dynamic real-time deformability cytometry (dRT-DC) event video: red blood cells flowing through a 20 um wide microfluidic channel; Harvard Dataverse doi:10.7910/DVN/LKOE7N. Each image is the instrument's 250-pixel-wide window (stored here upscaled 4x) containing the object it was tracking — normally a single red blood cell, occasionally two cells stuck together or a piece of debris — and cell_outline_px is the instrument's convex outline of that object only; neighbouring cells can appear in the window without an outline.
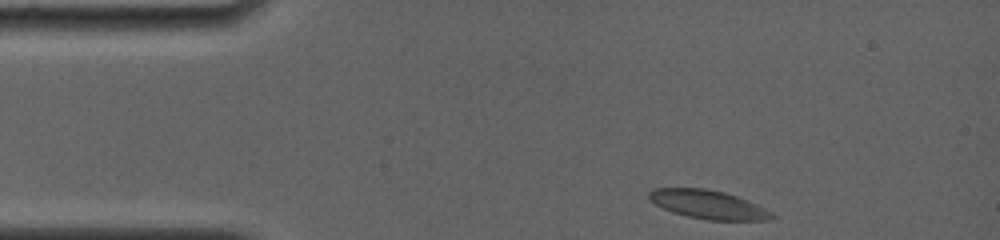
{"species": "common noctule bat (a hibernating species)", "species_latin": "Nyctalus noctula", "temperature_condition": "room temperature", "stored_images_in_passage": 51, "camera_frame_rate_fps": 4000, "um_per_image_px": 0.085, "animal": {"sex": "female", "body_mass_g": 19.0, "forearm_length_mm": 56.7}, "frame": {"image": 1, "passage_image": 1, "time_ms": 0.0, "image_size_px": [1000, 240], "cell_outline_px": [[776, 216], [772, 220], [708, 220], [688, 216], [672, 212], [648, 200], [648, 192], [652, 188], [704, 188], [724, 192], [736, 196], [756, 204], [772, 212]], "centroid_in_image_um": [60.18, 17.38], "position_along_channel_um": 24.8, "area_um2": 20.46}}
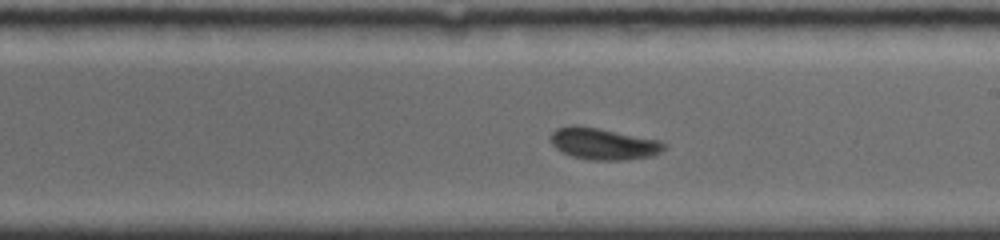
{"frame": {"image": 2, "passage_image": 29, "time_ms": 7.0, "image_size_px": [1000, 240], "cell_outline_px": [[668, 144], [660, 152], [652, 156], [628, 160], [592, 160], [572, 156], [560, 152], [548, 140], [548, 136], [556, 128], [572, 124], [576, 124], [660, 140]], "centroid_in_image_um": [51.24, 12.22], "position_along_channel_um": 237.8, "area_um2": 21.21}}
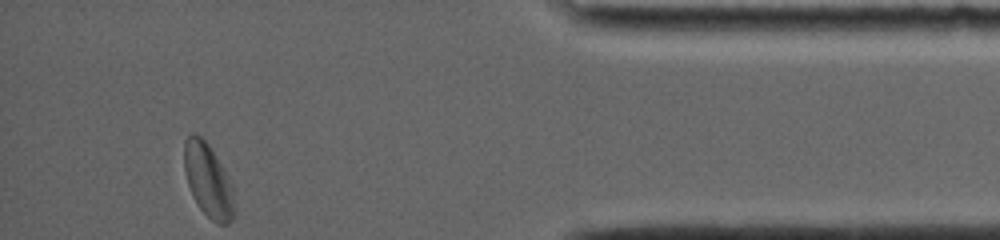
{"frame": {"image": 3, "passage_image": 51, "time_ms": 12.5, "image_size_px": [1000, 240], "cell_outline_px": [[232, 220], [228, 224], [216, 224], [200, 208], [192, 196], [184, 172], [184, 140], [192, 132], [196, 132], [208, 144], [224, 168], [232, 184]], "centroid_in_image_um": [17.65, 15.29], "position_along_channel_um": 417.5, "area_um2": 21.27}, "authors_computed_cell_mechanics": {"area_um2": 20.8658, "velocity_mm_per_s": 3.8483, "shape_relaxation_time_tau1_ms": 2.1059, "shape_relaxation_time_tau2_ms": 1.2651, "deformation_change_tau1": 0.1077, "deformation_change_tau2": 0.0605}}